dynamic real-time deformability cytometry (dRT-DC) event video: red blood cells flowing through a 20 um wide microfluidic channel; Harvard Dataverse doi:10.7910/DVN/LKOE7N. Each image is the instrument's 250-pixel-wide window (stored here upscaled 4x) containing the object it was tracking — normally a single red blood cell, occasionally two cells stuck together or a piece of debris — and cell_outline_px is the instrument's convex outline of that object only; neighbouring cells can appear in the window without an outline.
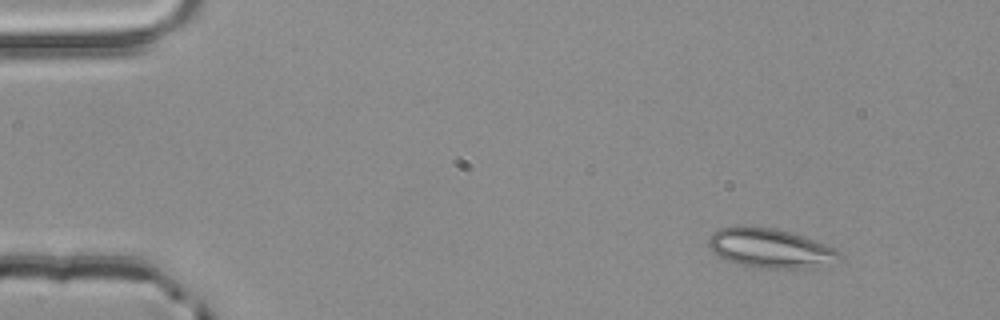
{"species": "common noctule bat (a hibernating species)", "species_latin": "Nyctalus noctula", "temperature_condition": "room temperature", "stored_images_in_passage": 3, "camera_frame_rate_fps": 3000, "um_per_image_px": 0.085, "animal": {"sex": "male", "body_mass_g": 20.4}, "frame": {"image": 1, "passage_image": 1, "time_ms": 0.0, "image_size_px": [1000, 320], "cell_outline_px": [[840, 256], [804, 268], [760, 268], [740, 264], [728, 260], [712, 252], [708, 244], [708, 240], [712, 232], [720, 228], [736, 224], [776, 228], [804, 236], [836, 248], [840, 252]], "centroid_in_image_um": [65.34, 21.04], "position_along_channel_um": 19.7, "area_um2": 29.59}}